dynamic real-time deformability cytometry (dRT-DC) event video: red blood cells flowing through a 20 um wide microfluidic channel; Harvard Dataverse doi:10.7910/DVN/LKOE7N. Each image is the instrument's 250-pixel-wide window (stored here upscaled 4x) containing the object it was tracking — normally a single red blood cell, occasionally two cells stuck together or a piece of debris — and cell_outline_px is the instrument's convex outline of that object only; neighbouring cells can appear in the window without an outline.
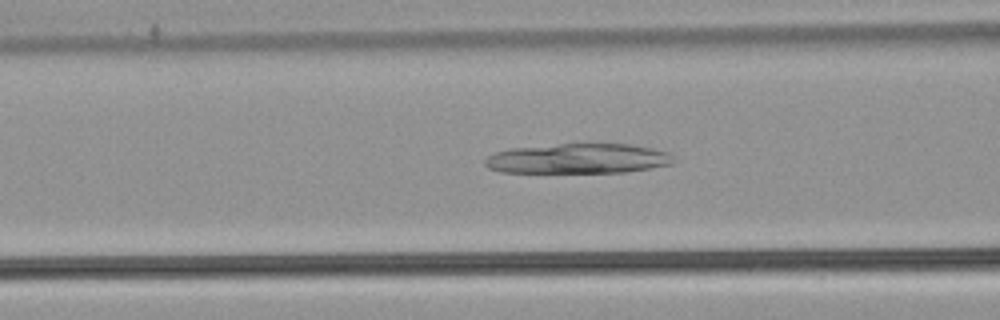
{"species": "common noctule bat (a hibernating species)", "species_latin": "Nyctalus noctula", "temperature_condition": "warm", "stored_images_in_passage": 39, "camera_frame_rate_fps": 3000, "um_per_image_px": 0.085, "animal": {"sex": "male", "body_mass_g": 21.5, "forearm_length_mm": 52.0}, "frame": {"image": 1, "passage_image": 14, "time_ms": 4.333, "image_size_px": [1000, 320], "cell_outline_px": [[672, 164], [624, 172], [500, 172], [488, 168], [484, 164], [484, 160], [488, 156], [496, 152], [508, 148], [560, 144], [628, 144], [652, 148], [668, 152], [672, 156]], "centroid_in_image_um": [49.08, 13.48], "position_along_channel_um": 117.5, "area_um2": 32.71}}
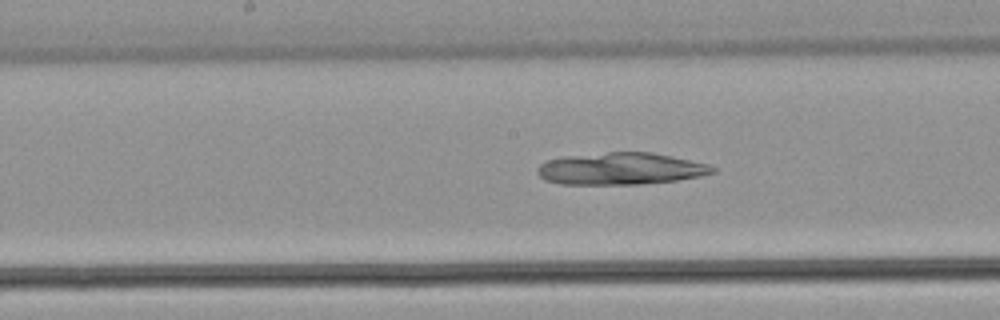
{"frame": {"image": 2, "passage_image": 20, "time_ms": 6.333, "image_size_px": [1000, 320], "cell_outline_px": [[716, 172], [700, 176], [676, 180], [640, 184], [560, 184], [544, 180], [536, 172], [536, 168], [544, 160], [568, 156], [608, 152], [652, 152], [672, 156], [708, 164], [716, 168]], "centroid_in_image_um": [52.73, 14.34], "position_along_channel_um": 195.5, "area_um2": 32.71}}
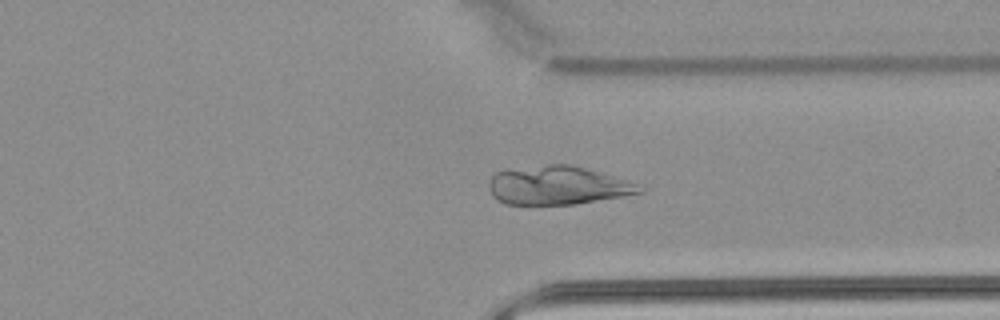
{"frame": {"image": 3, "passage_image": 33, "time_ms": 10.667, "image_size_px": [1000, 320], "cell_outline_px": [[648, 188], [644, 192], [576, 204], [508, 204], [496, 200], [492, 196], [488, 188], [488, 184], [492, 176], [496, 172], [504, 168], [548, 164], [568, 164], [584, 168], [624, 180]], "centroid_in_image_um": [47.32, 15.75], "position_along_channel_um": 364.1, "area_um2": 33.87}}